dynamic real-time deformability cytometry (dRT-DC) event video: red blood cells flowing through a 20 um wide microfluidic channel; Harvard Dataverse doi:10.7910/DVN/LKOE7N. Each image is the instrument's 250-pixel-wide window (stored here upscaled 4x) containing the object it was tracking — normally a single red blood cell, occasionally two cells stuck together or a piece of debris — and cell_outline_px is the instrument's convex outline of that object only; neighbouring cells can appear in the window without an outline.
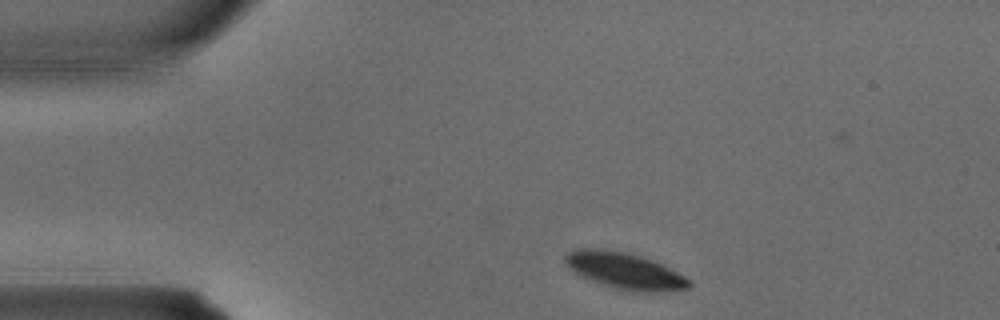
{"species": "common noctule bat (a hibernating species)", "species_latin": "Nyctalus noctula", "temperature_condition": "warm", "stored_images_in_passage": 3, "camera_frame_rate_fps": 3000, "um_per_image_px": 0.085, "animal": {"sex": "male", "body_mass_g": 15.6}, "frame": {"image": 1, "passage_image": 1, "time_ms": 0.0, "image_size_px": [1000, 320], "cell_outline_px": [[692, 284], [688, 288], [660, 292], [648, 292], [616, 288], [592, 280], [572, 272], [564, 264], [564, 256], [568, 252], [576, 248], [596, 248], [624, 252], [640, 256], [652, 260], [684, 276]], "centroid_in_image_um": [53.03, 23.0], "position_along_channel_um": 32.0, "area_um2": 25.84}}
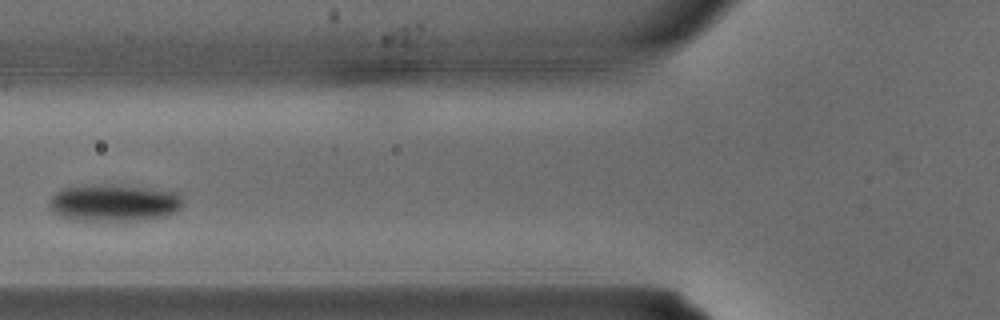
{"frame": {"image": 2, "passage_image": 3, "time_ms": 0.667, "image_size_px": [1000, 320], "cell_outline_px": [[184, 204], [176, 212], [164, 216], [144, 220], [104, 224], [72, 220], [60, 216], [52, 212], [48, 204], [48, 200], [60, 188], [96, 184], [112, 184], [148, 188], [176, 192], [184, 200]], "centroid_in_image_um": [9.64, 17.29], "position_along_channel_um": 116.2, "area_um2": 30.23}}